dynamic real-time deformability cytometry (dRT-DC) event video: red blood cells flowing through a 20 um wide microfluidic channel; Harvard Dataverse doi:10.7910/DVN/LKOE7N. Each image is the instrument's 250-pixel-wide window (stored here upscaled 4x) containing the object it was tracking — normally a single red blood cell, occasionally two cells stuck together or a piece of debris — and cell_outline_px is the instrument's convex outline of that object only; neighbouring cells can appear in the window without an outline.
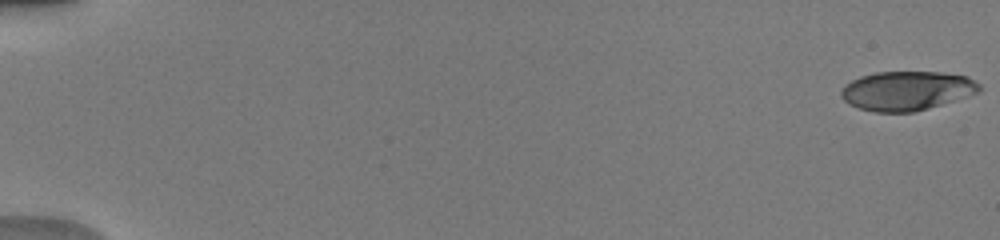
{"species": "human", "species_latin": "Homo sapiens", "temperature_condition": "warm", "stored_images_in_passage": 52, "camera_frame_rate_fps": 3000, "um_per_image_px": 0.085, "donor": {"sex": "male"}, "frame": {"image": 1, "passage_image": 1, "time_ms": 0.0, "image_size_px": [1000, 240], "cell_outline_px": [[980, 92], [928, 108], [912, 112], [872, 112], [860, 108], [844, 100], [840, 96], [840, 92], [852, 80], [860, 76], [876, 72], [940, 72], [968, 76], [980, 84]], "centroid_in_image_um": [77.1, 7.7], "position_along_channel_um": 7.9, "area_um2": 31.33}}
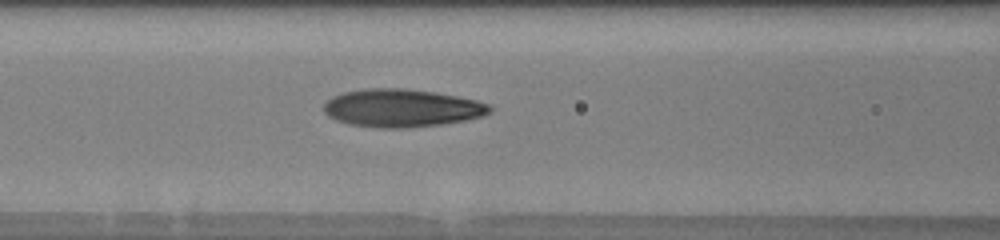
{"frame": {"image": 2, "passage_image": 24, "time_ms": 7.667, "image_size_px": [1000, 240], "cell_outline_px": [[492, 112], [484, 116], [464, 120], [440, 124], [404, 128], [376, 128], [348, 124], [336, 120], [328, 116], [324, 112], [324, 104], [332, 96], [344, 92], [368, 88], [404, 88], [436, 92], [476, 100], [488, 104], [492, 108]], "centroid_in_image_um": [34.14, 9.18], "position_along_channel_um": 132.5, "area_um2": 36.76}}
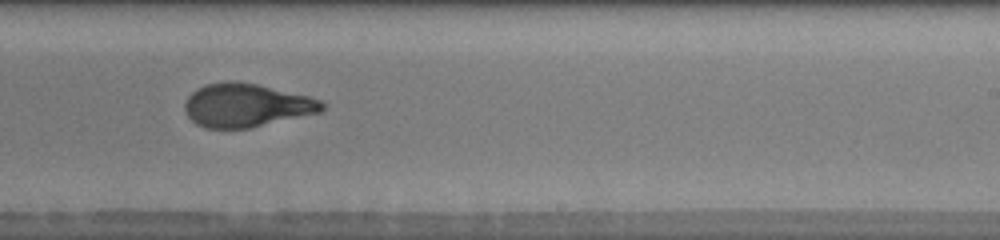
{"frame": {"image": 3, "passage_image": 34, "time_ms": 11.0, "image_size_px": [1000, 240], "cell_outline_px": [[328, 104], [320, 112], [248, 128], [204, 128], [196, 124], [184, 112], [184, 104], [188, 96], [196, 88], [208, 84], [232, 80], [236, 80], [256, 84], [308, 96], [320, 100]], "centroid_in_image_um": [20.91, 8.94], "position_along_channel_um": 268.1, "area_um2": 34.62}, "authors_computed_cell_mechanics": {"area_um2": 34.4488, "velocity_mm_per_s": 4.0647, "shape_relaxation_time_tau1_ms": 4.1656, "shape_relaxation_time_tau2_ms": 1.0034, "deformation_change_tau1": 0.2294, "deformation_change_tau2": 0.0792}}